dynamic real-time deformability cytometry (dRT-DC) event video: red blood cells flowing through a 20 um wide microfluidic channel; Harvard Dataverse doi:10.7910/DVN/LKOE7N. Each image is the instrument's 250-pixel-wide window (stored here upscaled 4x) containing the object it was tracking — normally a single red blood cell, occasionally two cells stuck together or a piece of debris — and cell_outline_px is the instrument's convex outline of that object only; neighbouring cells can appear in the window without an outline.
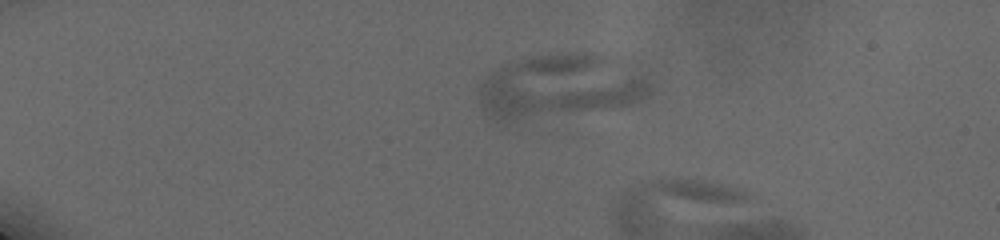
{"species": "human", "species_latin": "Homo sapiens", "temperature_condition": "cold", "stored_images_in_passage": 5, "camera_frame_rate_fps": 3000, "um_per_image_px": 0.085, "donor": {"sex": "male"}, "frame": {"image": 1, "passage_image": 1, "time_ms": 0.0, "image_size_px": [1000, 240], "cell_outline_px": [[652, 92], [644, 100], [624, 108], [500, 124], [488, 120], [480, 104], [480, 84], [492, 72], [508, 64], [532, 56], [568, 52], [604, 56], [644, 76], [652, 88]], "centroid_in_image_um": [47.57, 7.45], "position_along_channel_um": 37.4, "area_um2": 64.62}}